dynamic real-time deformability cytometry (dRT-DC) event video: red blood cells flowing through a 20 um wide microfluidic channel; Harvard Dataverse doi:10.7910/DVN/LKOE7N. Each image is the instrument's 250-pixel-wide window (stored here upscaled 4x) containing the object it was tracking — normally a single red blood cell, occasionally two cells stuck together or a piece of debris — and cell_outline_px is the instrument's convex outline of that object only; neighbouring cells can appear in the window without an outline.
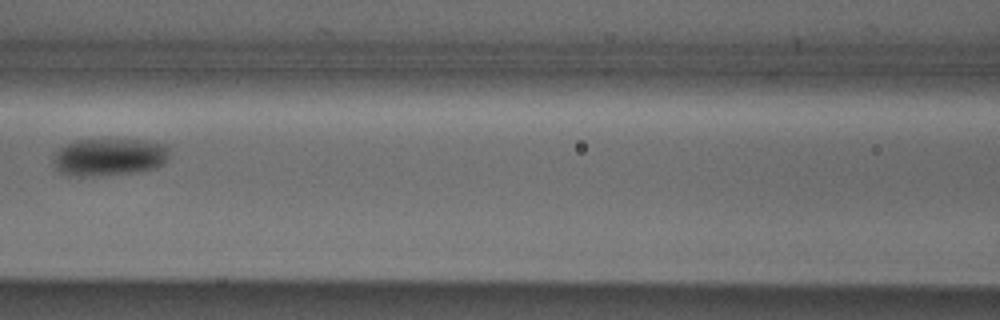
{"species": "Egyptian fruit bat (a non-hibernating species)", "species_latin": "Rousettus aegyptiacus", "temperature_condition": "cold", "stored_images_in_passage": 5, "camera_frame_rate_fps": 3000, "um_per_image_px": 0.085, "animal": {"sex": "male"}, "frame": {"image": 1, "passage_image": 5, "time_ms": 1.333, "image_size_px": [1000, 320], "cell_outline_px": [[168, 160], [164, 164], [156, 168], [132, 172], [92, 176], [76, 176], [64, 172], [56, 168], [52, 160], [56, 152], [64, 144], [76, 140], [104, 136], [140, 140], [168, 144]], "centroid_in_image_um": [9.3, 13.28], "position_along_channel_um": 157.3, "area_um2": 26.13}}